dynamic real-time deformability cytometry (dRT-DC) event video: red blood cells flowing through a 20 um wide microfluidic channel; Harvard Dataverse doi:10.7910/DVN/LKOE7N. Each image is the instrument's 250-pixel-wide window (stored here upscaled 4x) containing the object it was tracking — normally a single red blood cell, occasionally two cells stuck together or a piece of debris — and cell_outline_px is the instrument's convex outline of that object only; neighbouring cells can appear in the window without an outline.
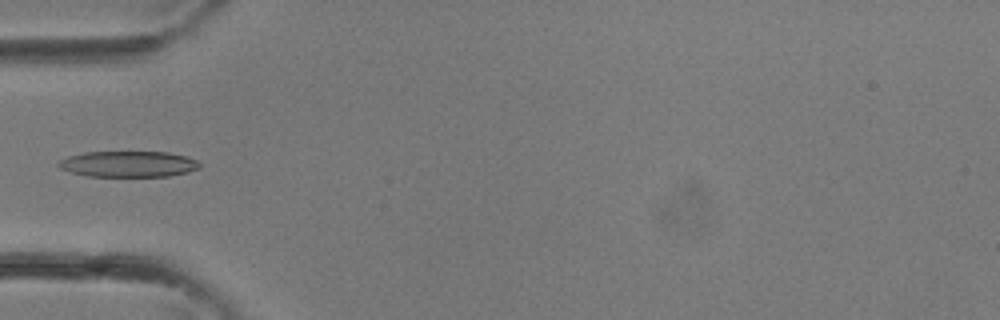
{"species": "common noctule bat (a hibernating species)", "species_latin": "Nyctalus noctula", "temperature_condition": "room temperature", "stored_images_in_passage": 26, "camera_frame_rate_fps": 3000, "um_per_image_px": 0.085, "animal": {"sex": "female"}, "frame": {"image": 1, "passage_image": 4, "time_ms": 1.0, "image_size_px": [1000, 320], "cell_outline_px": [[200, 168], [188, 172], [168, 176], [88, 176], [72, 172], [60, 168], [56, 164], [60, 160], [68, 156], [84, 152], [168, 152], [184, 156], [196, 160], [200, 164]], "centroid_in_image_um": [10.9, 13.94], "position_along_channel_um": 74.1, "area_um2": 21.21}}
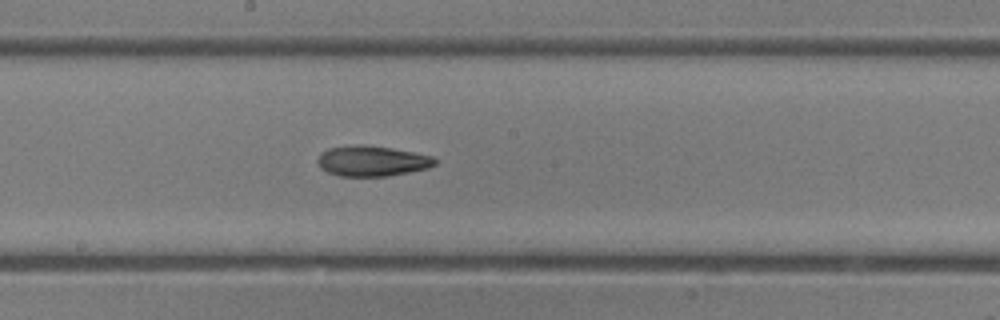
{"frame": {"image": 2, "passage_image": 11, "time_ms": 3.333, "image_size_px": [1000, 320], "cell_outline_px": [[436, 164], [428, 168], [388, 176], [340, 176], [328, 172], [320, 168], [316, 160], [320, 152], [328, 148], [364, 144], [392, 148], [432, 156], [436, 160]], "centroid_in_image_um": [31.59, 13.68], "position_along_channel_um": 216.6, "area_um2": 20.81}}
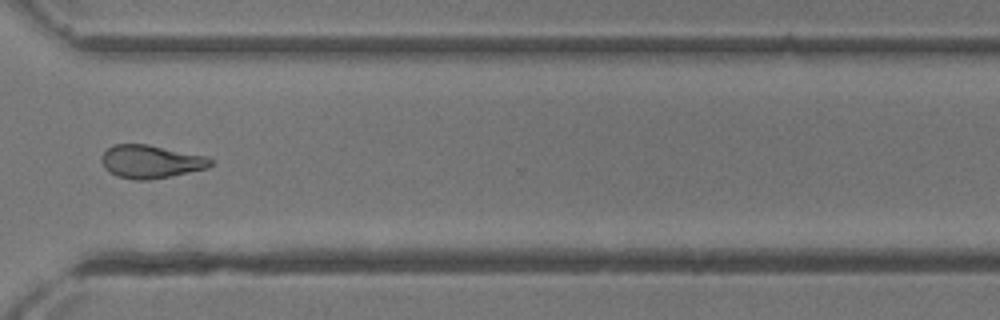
{"frame": {"image": 3, "passage_image": 18, "time_ms": 5.667, "image_size_px": [1000, 320], "cell_outline_px": [[212, 164], [208, 168], [172, 176], [148, 180], [136, 180], [116, 176], [108, 172], [104, 168], [100, 160], [100, 156], [112, 144], [148, 144], [208, 156], [212, 160]], "centroid_in_image_um": [12.8, 13.74], "position_along_channel_um": 357.8, "area_um2": 21.39}}